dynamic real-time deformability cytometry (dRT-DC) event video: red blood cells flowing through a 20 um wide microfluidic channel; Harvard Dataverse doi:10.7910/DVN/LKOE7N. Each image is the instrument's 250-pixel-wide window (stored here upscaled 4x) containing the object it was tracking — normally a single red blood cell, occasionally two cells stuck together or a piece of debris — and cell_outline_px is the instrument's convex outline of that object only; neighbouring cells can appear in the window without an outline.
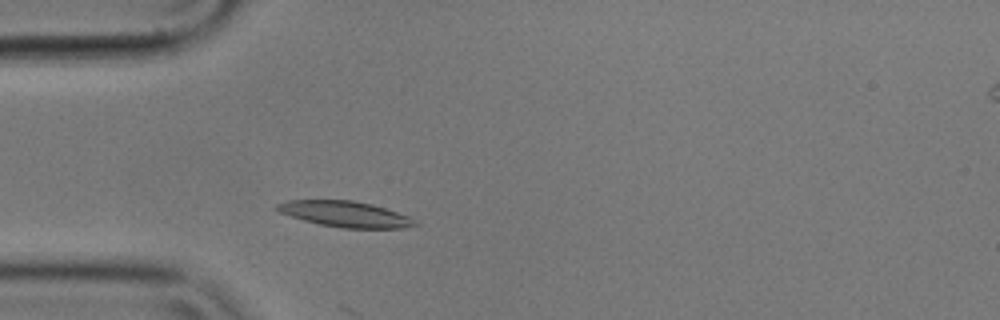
{"species": "common noctule bat (a hibernating species)", "species_latin": "Nyctalus noctula", "temperature_condition": "cold", "stored_images_in_passage": 3, "camera_frame_rate_fps": 3000, "um_per_image_px": 0.085, "animal": {"sex": "male", "body_mass_g": 17.9}, "frame": {"image": 1, "passage_image": 3, "time_ms": 0.667, "image_size_px": [1000, 320], "cell_outline_px": [[420, 224], [404, 228], [344, 228], [320, 224], [304, 220], [280, 212], [276, 208], [276, 204], [288, 200], [352, 200], [372, 204], [408, 216], [416, 220]], "centroid_in_image_um": [29.37, 18.19], "position_along_channel_um": 55.6, "area_um2": 20.52}}